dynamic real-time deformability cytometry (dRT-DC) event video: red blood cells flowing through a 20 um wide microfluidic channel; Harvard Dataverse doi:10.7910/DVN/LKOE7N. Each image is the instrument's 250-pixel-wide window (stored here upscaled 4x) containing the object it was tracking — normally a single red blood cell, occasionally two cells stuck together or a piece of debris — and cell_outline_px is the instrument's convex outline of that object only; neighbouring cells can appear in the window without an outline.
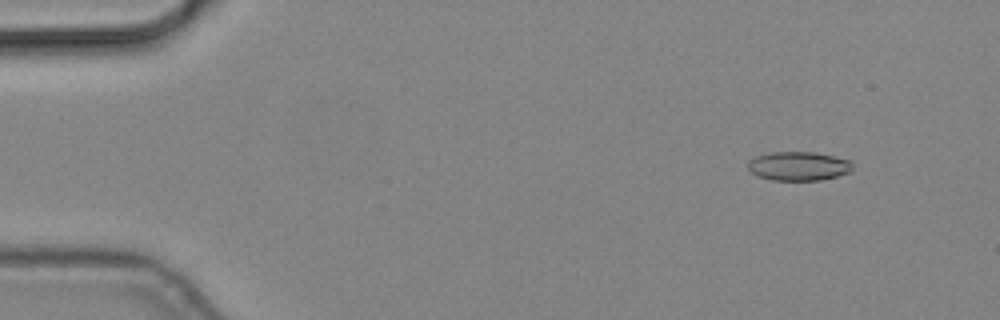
{"species": "common noctule bat (a hibernating species)", "species_latin": "Nyctalus noctula", "temperature_condition": "cold", "stored_images_in_passage": 5, "camera_frame_rate_fps": 3000, "um_per_image_px": 0.085, "animal": {"sex": "male", "body_mass_g": 19.2, "forearm_length_mm": 51.8}, "frame": {"image": 1, "passage_image": 2, "time_ms": 0.333, "image_size_px": [1000, 320], "cell_outline_px": [[852, 172], [820, 180], [772, 180], [756, 176], [748, 168], [748, 160], [756, 156], [772, 152], [812, 152], [852, 160]], "centroid_in_image_um": [67.88, 14.12], "position_along_channel_um": 17.1, "area_um2": 17.69}}